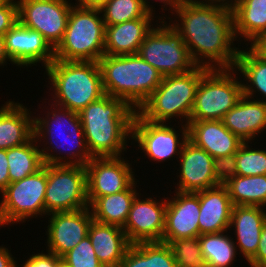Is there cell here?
Masks as SVG:
<instances>
[{"label":"cell","mask_w":266,"mask_h":267,"mask_svg":"<svg viewBox=\"0 0 266 267\" xmlns=\"http://www.w3.org/2000/svg\"><path fill=\"white\" fill-rule=\"evenodd\" d=\"M265 209L259 206H233L230 230L235 228V245L247 262L257 252L260 235L266 224Z\"/></svg>","instance_id":"cell-23"},{"label":"cell","mask_w":266,"mask_h":267,"mask_svg":"<svg viewBox=\"0 0 266 267\" xmlns=\"http://www.w3.org/2000/svg\"><path fill=\"white\" fill-rule=\"evenodd\" d=\"M124 157H93L86 165L89 206L98 198L126 190L134 171Z\"/></svg>","instance_id":"cell-15"},{"label":"cell","mask_w":266,"mask_h":267,"mask_svg":"<svg viewBox=\"0 0 266 267\" xmlns=\"http://www.w3.org/2000/svg\"><path fill=\"white\" fill-rule=\"evenodd\" d=\"M88 236L96 257L104 267H119L131 246L122 227L95 220L89 225Z\"/></svg>","instance_id":"cell-24"},{"label":"cell","mask_w":266,"mask_h":267,"mask_svg":"<svg viewBox=\"0 0 266 267\" xmlns=\"http://www.w3.org/2000/svg\"><path fill=\"white\" fill-rule=\"evenodd\" d=\"M161 24L146 35L138 50V55L164 76L187 73L197 65L191 59L187 45L174 26Z\"/></svg>","instance_id":"cell-9"},{"label":"cell","mask_w":266,"mask_h":267,"mask_svg":"<svg viewBox=\"0 0 266 267\" xmlns=\"http://www.w3.org/2000/svg\"><path fill=\"white\" fill-rule=\"evenodd\" d=\"M119 267H177L173 251L164 242L131 244Z\"/></svg>","instance_id":"cell-30"},{"label":"cell","mask_w":266,"mask_h":267,"mask_svg":"<svg viewBox=\"0 0 266 267\" xmlns=\"http://www.w3.org/2000/svg\"><path fill=\"white\" fill-rule=\"evenodd\" d=\"M57 267H71L69 264H67L63 259H61L58 264Z\"/></svg>","instance_id":"cell-48"},{"label":"cell","mask_w":266,"mask_h":267,"mask_svg":"<svg viewBox=\"0 0 266 267\" xmlns=\"http://www.w3.org/2000/svg\"><path fill=\"white\" fill-rule=\"evenodd\" d=\"M208 69L196 66L187 73L164 76L136 112L152 123H166L171 118L180 117L186 118L184 123L188 125L200 79Z\"/></svg>","instance_id":"cell-6"},{"label":"cell","mask_w":266,"mask_h":267,"mask_svg":"<svg viewBox=\"0 0 266 267\" xmlns=\"http://www.w3.org/2000/svg\"><path fill=\"white\" fill-rule=\"evenodd\" d=\"M109 0H78L77 6L88 8H101Z\"/></svg>","instance_id":"cell-45"},{"label":"cell","mask_w":266,"mask_h":267,"mask_svg":"<svg viewBox=\"0 0 266 267\" xmlns=\"http://www.w3.org/2000/svg\"><path fill=\"white\" fill-rule=\"evenodd\" d=\"M158 201L139 199V194L135 197L123 227L131 244L162 241L167 202Z\"/></svg>","instance_id":"cell-16"},{"label":"cell","mask_w":266,"mask_h":267,"mask_svg":"<svg viewBox=\"0 0 266 267\" xmlns=\"http://www.w3.org/2000/svg\"><path fill=\"white\" fill-rule=\"evenodd\" d=\"M134 181L126 190L98 197L90 206L93 220L124 227L135 197L139 194Z\"/></svg>","instance_id":"cell-27"},{"label":"cell","mask_w":266,"mask_h":267,"mask_svg":"<svg viewBox=\"0 0 266 267\" xmlns=\"http://www.w3.org/2000/svg\"><path fill=\"white\" fill-rule=\"evenodd\" d=\"M17 22V1L4 0L0 4V35H5Z\"/></svg>","instance_id":"cell-38"},{"label":"cell","mask_w":266,"mask_h":267,"mask_svg":"<svg viewBox=\"0 0 266 267\" xmlns=\"http://www.w3.org/2000/svg\"><path fill=\"white\" fill-rule=\"evenodd\" d=\"M231 7L236 39L252 43L266 32V0H234Z\"/></svg>","instance_id":"cell-28"},{"label":"cell","mask_w":266,"mask_h":267,"mask_svg":"<svg viewBox=\"0 0 266 267\" xmlns=\"http://www.w3.org/2000/svg\"><path fill=\"white\" fill-rule=\"evenodd\" d=\"M178 157L180 180L175 191L196 193L223 183L222 165L189 139L183 144Z\"/></svg>","instance_id":"cell-14"},{"label":"cell","mask_w":266,"mask_h":267,"mask_svg":"<svg viewBox=\"0 0 266 267\" xmlns=\"http://www.w3.org/2000/svg\"><path fill=\"white\" fill-rule=\"evenodd\" d=\"M45 70L57 106L79 113L106 95L98 62L54 59Z\"/></svg>","instance_id":"cell-4"},{"label":"cell","mask_w":266,"mask_h":267,"mask_svg":"<svg viewBox=\"0 0 266 267\" xmlns=\"http://www.w3.org/2000/svg\"><path fill=\"white\" fill-rule=\"evenodd\" d=\"M234 69H238V73L242 74L243 82V95L254 99L256 92L260 93L266 98V59L258 55L251 47L247 51L240 50ZM250 83V85H249ZM256 89V90H255ZM261 101L266 103V100Z\"/></svg>","instance_id":"cell-31"},{"label":"cell","mask_w":266,"mask_h":267,"mask_svg":"<svg viewBox=\"0 0 266 267\" xmlns=\"http://www.w3.org/2000/svg\"><path fill=\"white\" fill-rule=\"evenodd\" d=\"M70 0H19L18 22L38 31L55 49L62 41L69 13L73 6Z\"/></svg>","instance_id":"cell-12"},{"label":"cell","mask_w":266,"mask_h":267,"mask_svg":"<svg viewBox=\"0 0 266 267\" xmlns=\"http://www.w3.org/2000/svg\"><path fill=\"white\" fill-rule=\"evenodd\" d=\"M256 99L243 95L222 118L224 126L243 142L254 140L266 129V103Z\"/></svg>","instance_id":"cell-22"},{"label":"cell","mask_w":266,"mask_h":267,"mask_svg":"<svg viewBox=\"0 0 266 267\" xmlns=\"http://www.w3.org/2000/svg\"><path fill=\"white\" fill-rule=\"evenodd\" d=\"M136 110L121 98L104 95L90 103L79 116L92 157H119L132 138Z\"/></svg>","instance_id":"cell-2"},{"label":"cell","mask_w":266,"mask_h":267,"mask_svg":"<svg viewBox=\"0 0 266 267\" xmlns=\"http://www.w3.org/2000/svg\"><path fill=\"white\" fill-rule=\"evenodd\" d=\"M39 147L33 137L22 145L7 149L10 183L22 180L44 165Z\"/></svg>","instance_id":"cell-32"},{"label":"cell","mask_w":266,"mask_h":267,"mask_svg":"<svg viewBox=\"0 0 266 267\" xmlns=\"http://www.w3.org/2000/svg\"><path fill=\"white\" fill-rule=\"evenodd\" d=\"M187 126L188 139L208 152L223 168L244 143L224 126L222 120L189 121Z\"/></svg>","instance_id":"cell-18"},{"label":"cell","mask_w":266,"mask_h":267,"mask_svg":"<svg viewBox=\"0 0 266 267\" xmlns=\"http://www.w3.org/2000/svg\"><path fill=\"white\" fill-rule=\"evenodd\" d=\"M181 125V139L177 131L167 123H152L143 119L137 112L132 123V138L142 152L152 161H167L181 153L188 139V126ZM179 138V139H178Z\"/></svg>","instance_id":"cell-13"},{"label":"cell","mask_w":266,"mask_h":267,"mask_svg":"<svg viewBox=\"0 0 266 267\" xmlns=\"http://www.w3.org/2000/svg\"><path fill=\"white\" fill-rule=\"evenodd\" d=\"M147 0H109L101 8L105 26L136 18H154L153 6Z\"/></svg>","instance_id":"cell-34"},{"label":"cell","mask_w":266,"mask_h":267,"mask_svg":"<svg viewBox=\"0 0 266 267\" xmlns=\"http://www.w3.org/2000/svg\"><path fill=\"white\" fill-rule=\"evenodd\" d=\"M49 215L47 251L62 257L88 236L89 225L93 220L89 207L76 211L53 212Z\"/></svg>","instance_id":"cell-17"},{"label":"cell","mask_w":266,"mask_h":267,"mask_svg":"<svg viewBox=\"0 0 266 267\" xmlns=\"http://www.w3.org/2000/svg\"><path fill=\"white\" fill-rule=\"evenodd\" d=\"M234 68L208 69L201 77L189 121L222 120L243 96Z\"/></svg>","instance_id":"cell-8"},{"label":"cell","mask_w":266,"mask_h":267,"mask_svg":"<svg viewBox=\"0 0 266 267\" xmlns=\"http://www.w3.org/2000/svg\"><path fill=\"white\" fill-rule=\"evenodd\" d=\"M153 20V18H136L105 26L104 55L137 54L146 35L153 29Z\"/></svg>","instance_id":"cell-25"},{"label":"cell","mask_w":266,"mask_h":267,"mask_svg":"<svg viewBox=\"0 0 266 267\" xmlns=\"http://www.w3.org/2000/svg\"><path fill=\"white\" fill-rule=\"evenodd\" d=\"M198 197L200 202L199 236L229 230L234 205L226 186L221 183L199 191Z\"/></svg>","instance_id":"cell-21"},{"label":"cell","mask_w":266,"mask_h":267,"mask_svg":"<svg viewBox=\"0 0 266 267\" xmlns=\"http://www.w3.org/2000/svg\"><path fill=\"white\" fill-rule=\"evenodd\" d=\"M104 45L105 24L100 9L75 3L69 13L64 37L55 48V59L98 62L104 55Z\"/></svg>","instance_id":"cell-7"},{"label":"cell","mask_w":266,"mask_h":267,"mask_svg":"<svg viewBox=\"0 0 266 267\" xmlns=\"http://www.w3.org/2000/svg\"><path fill=\"white\" fill-rule=\"evenodd\" d=\"M48 253V254H47ZM46 254L36 253L32 254L27 261L22 264V267H57L58 262L62 259L56 254L48 251Z\"/></svg>","instance_id":"cell-39"},{"label":"cell","mask_w":266,"mask_h":267,"mask_svg":"<svg viewBox=\"0 0 266 267\" xmlns=\"http://www.w3.org/2000/svg\"><path fill=\"white\" fill-rule=\"evenodd\" d=\"M169 245L177 267H208L207 260L201 253L199 236L177 239Z\"/></svg>","instance_id":"cell-36"},{"label":"cell","mask_w":266,"mask_h":267,"mask_svg":"<svg viewBox=\"0 0 266 267\" xmlns=\"http://www.w3.org/2000/svg\"><path fill=\"white\" fill-rule=\"evenodd\" d=\"M234 206H266V175H223Z\"/></svg>","instance_id":"cell-29"},{"label":"cell","mask_w":266,"mask_h":267,"mask_svg":"<svg viewBox=\"0 0 266 267\" xmlns=\"http://www.w3.org/2000/svg\"><path fill=\"white\" fill-rule=\"evenodd\" d=\"M244 142L224 168L223 175L254 176L266 175V150L253 149Z\"/></svg>","instance_id":"cell-35"},{"label":"cell","mask_w":266,"mask_h":267,"mask_svg":"<svg viewBox=\"0 0 266 267\" xmlns=\"http://www.w3.org/2000/svg\"><path fill=\"white\" fill-rule=\"evenodd\" d=\"M7 150L0 149V193L9 185Z\"/></svg>","instance_id":"cell-41"},{"label":"cell","mask_w":266,"mask_h":267,"mask_svg":"<svg viewBox=\"0 0 266 267\" xmlns=\"http://www.w3.org/2000/svg\"><path fill=\"white\" fill-rule=\"evenodd\" d=\"M250 47L262 58L266 59V32L261 34Z\"/></svg>","instance_id":"cell-43"},{"label":"cell","mask_w":266,"mask_h":267,"mask_svg":"<svg viewBox=\"0 0 266 267\" xmlns=\"http://www.w3.org/2000/svg\"><path fill=\"white\" fill-rule=\"evenodd\" d=\"M174 12L180 23L175 20L171 25L181 34L197 66L209 69L235 67L240 49L232 47L237 40L232 7L179 4Z\"/></svg>","instance_id":"cell-1"},{"label":"cell","mask_w":266,"mask_h":267,"mask_svg":"<svg viewBox=\"0 0 266 267\" xmlns=\"http://www.w3.org/2000/svg\"><path fill=\"white\" fill-rule=\"evenodd\" d=\"M61 258L71 267H104L96 257L89 236Z\"/></svg>","instance_id":"cell-37"},{"label":"cell","mask_w":266,"mask_h":267,"mask_svg":"<svg viewBox=\"0 0 266 267\" xmlns=\"http://www.w3.org/2000/svg\"><path fill=\"white\" fill-rule=\"evenodd\" d=\"M47 164L35 173L9 185L0 193V213L4 225L25 222L28 218L45 215Z\"/></svg>","instance_id":"cell-11"},{"label":"cell","mask_w":266,"mask_h":267,"mask_svg":"<svg viewBox=\"0 0 266 267\" xmlns=\"http://www.w3.org/2000/svg\"><path fill=\"white\" fill-rule=\"evenodd\" d=\"M7 61L11 60L9 59L5 47V41H4V35H0V66H4Z\"/></svg>","instance_id":"cell-46"},{"label":"cell","mask_w":266,"mask_h":267,"mask_svg":"<svg viewBox=\"0 0 266 267\" xmlns=\"http://www.w3.org/2000/svg\"><path fill=\"white\" fill-rule=\"evenodd\" d=\"M0 225H4L2 217H1V213H0Z\"/></svg>","instance_id":"cell-49"},{"label":"cell","mask_w":266,"mask_h":267,"mask_svg":"<svg viewBox=\"0 0 266 267\" xmlns=\"http://www.w3.org/2000/svg\"><path fill=\"white\" fill-rule=\"evenodd\" d=\"M224 232L227 233L222 231L199 236L201 253L206 258L208 267H229L236 261L234 259L238 254L235 241L224 235Z\"/></svg>","instance_id":"cell-33"},{"label":"cell","mask_w":266,"mask_h":267,"mask_svg":"<svg viewBox=\"0 0 266 267\" xmlns=\"http://www.w3.org/2000/svg\"><path fill=\"white\" fill-rule=\"evenodd\" d=\"M98 65L105 94L123 99L135 110L150 97L163 78L138 54L103 55Z\"/></svg>","instance_id":"cell-3"},{"label":"cell","mask_w":266,"mask_h":267,"mask_svg":"<svg viewBox=\"0 0 266 267\" xmlns=\"http://www.w3.org/2000/svg\"><path fill=\"white\" fill-rule=\"evenodd\" d=\"M174 198L166 200L165 228L162 241L199 236L200 202L198 192L176 191Z\"/></svg>","instance_id":"cell-20"},{"label":"cell","mask_w":266,"mask_h":267,"mask_svg":"<svg viewBox=\"0 0 266 267\" xmlns=\"http://www.w3.org/2000/svg\"><path fill=\"white\" fill-rule=\"evenodd\" d=\"M4 41L11 63L19 67L42 62L46 68L55 59V49L49 42L38 31L19 22L4 35Z\"/></svg>","instance_id":"cell-19"},{"label":"cell","mask_w":266,"mask_h":267,"mask_svg":"<svg viewBox=\"0 0 266 267\" xmlns=\"http://www.w3.org/2000/svg\"><path fill=\"white\" fill-rule=\"evenodd\" d=\"M248 263L250 267H266V224L260 235L257 252Z\"/></svg>","instance_id":"cell-40"},{"label":"cell","mask_w":266,"mask_h":267,"mask_svg":"<svg viewBox=\"0 0 266 267\" xmlns=\"http://www.w3.org/2000/svg\"><path fill=\"white\" fill-rule=\"evenodd\" d=\"M51 103L52 104L50 106H51L52 111L50 112L48 110L45 118L43 117L41 118V116H38V117L34 116L35 139L37 140V142L41 143V139L43 138L42 139L43 143L47 142L45 143L46 146H48L49 143L50 145H52V147L50 145L46 147L44 144V147H43L44 149L42 148L40 149L43 163L44 164H69V165L85 166L93 157L90 155L87 145H86L79 113L57 106L53 104V102ZM64 126L66 127L65 129H64ZM61 127L64 131L61 129ZM57 133H60L62 138L64 137L63 138L64 139L63 142L65 141L64 144L67 142L68 139H69L68 142L72 143L71 145L67 143V145L71 147V151L69 150L70 152L68 151V153H66L67 151H65V154L68 156L63 157V154L61 156V153L64 152V150H66L67 148L63 147L64 150L62 152L60 149H58L60 145H61L60 147H62V145L66 146V144L64 145L63 142H60L59 144L58 143L59 141L58 142L56 141L57 138L54 139L55 134ZM50 151L51 153L56 152V154L57 155L59 154V156H57L55 153L54 155L53 153L52 154L49 153ZM58 151L59 153H57Z\"/></svg>","instance_id":"cell-5"},{"label":"cell","mask_w":266,"mask_h":267,"mask_svg":"<svg viewBox=\"0 0 266 267\" xmlns=\"http://www.w3.org/2000/svg\"><path fill=\"white\" fill-rule=\"evenodd\" d=\"M45 215L89 207L85 166L47 164Z\"/></svg>","instance_id":"cell-10"},{"label":"cell","mask_w":266,"mask_h":267,"mask_svg":"<svg viewBox=\"0 0 266 267\" xmlns=\"http://www.w3.org/2000/svg\"><path fill=\"white\" fill-rule=\"evenodd\" d=\"M179 4H221L224 6H232L233 0H178Z\"/></svg>","instance_id":"cell-44"},{"label":"cell","mask_w":266,"mask_h":267,"mask_svg":"<svg viewBox=\"0 0 266 267\" xmlns=\"http://www.w3.org/2000/svg\"><path fill=\"white\" fill-rule=\"evenodd\" d=\"M19 102L8 101L0 108V149L22 145L34 137V116Z\"/></svg>","instance_id":"cell-26"},{"label":"cell","mask_w":266,"mask_h":267,"mask_svg":"<svg viewBox=\"0 0 266 267\" xmlns=\"http://www.w3.org/2000/svg\"><path fill=\"white\" fill-rule=\"evenodd\" d=\"M8 248L0 246V267H18Z\"/></svg>","instance_id":"cell-42"},{"label":"cell","mask_w":266,"mask_h":267,"mask_svg":"<svg viewBox=\"0 0 266 267\" xmlns=\"http://www.w3.org/2000/svg\"><path fill=\"white\" fill-rule=\"evenodd\" d=\"M161 3L163 2L165 9L167 8V6L169 7V10L171 9L172 14H173V10L176 9V7L179 5L178 0H159Z\"/></svg>","instance_id":"cell-47"}]
</instances>
